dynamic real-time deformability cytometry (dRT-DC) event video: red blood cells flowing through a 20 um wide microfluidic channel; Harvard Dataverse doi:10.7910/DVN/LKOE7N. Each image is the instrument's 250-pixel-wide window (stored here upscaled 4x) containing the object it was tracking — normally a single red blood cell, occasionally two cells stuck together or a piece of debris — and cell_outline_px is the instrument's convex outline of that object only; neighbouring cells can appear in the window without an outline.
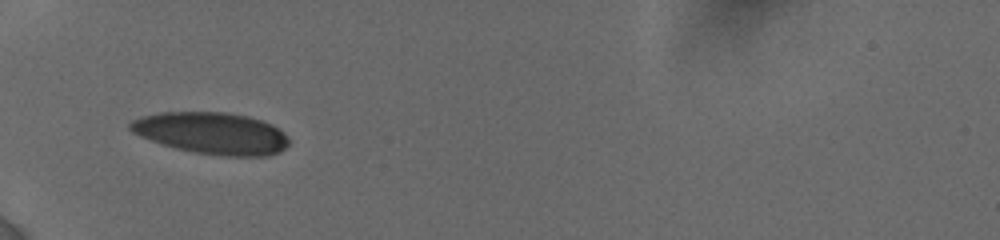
{"species": "human", "species_latin": "Homo sapiens", "temperature_condition": "cold", "stored_images_in_passage": 13, "camera_frame_rate_fps": 3000, "um_per_image_px": 0.085, "donor": {"sex": "female"}, "frame": {"image": 1, "passage_image": 4, "time_ms": 3.0, "image_size_px": [1000, 240], "cell_outline_px": [[288, 144], [280, 152], [268, 156], [224, 156], [196, 152], [176, 148], [140, 136], [132, 132], [128, 128], [128, 124], [132, 120], [140, 116], [160, 112], [224, 112], [248, 116], [272, 124], [288, 136]], "centroid_in_image_um": [18.0, 11.31], "position_along_channel_um": 67.0, "area_um2": 38.55}}
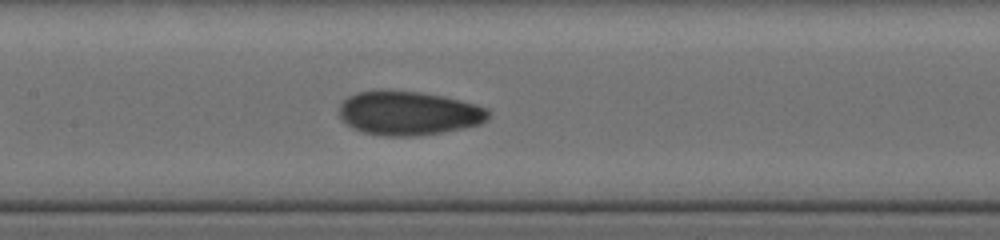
{"frame": {"image": 2, "passage_image": 9, "time_ms": 6.0, "image_size_px": [1000, 240], "cell_outline_px": [[492, 112], [488, 120], [480, 124], [464, 128], [444, 132], [416, 136], [384, 136], [364, 132], [352, 128], [340, 116], [340, 104], [348, 96], [356, 92], [380, 88], [388, 88], [420, 92], [444, 96], [476, 104], [488, 108]], "centroid_in_image_um": [34.76, 9.59], "position_along_channel_um": 172.6, "area_um2": 39.02}}
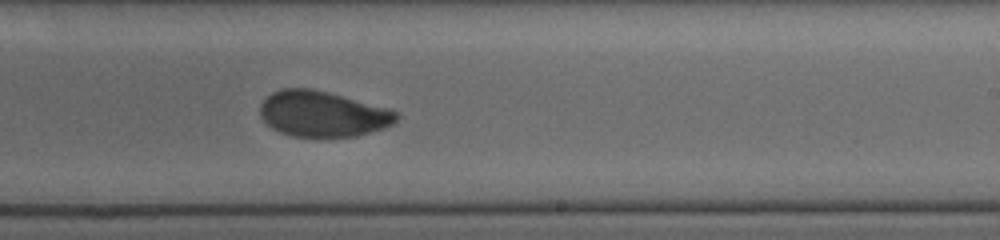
{"frame": {"image": 3, "passage_image": 13, "time_ms": 8.333, "image_size_px": [1000, 240], "cell_outline_px": [[400, 116], [392, 124], [384, 128], [356, 136], [292, 136], [280, 132], [272, 128], [260, 116], [260, 104], [272, 92], [280, 88], [312, 88], [392, 108]], "centroid_in_image_um": [27.45, 9.66], "position_along_channel_um": 261.6, "area_um2": 36.36}}